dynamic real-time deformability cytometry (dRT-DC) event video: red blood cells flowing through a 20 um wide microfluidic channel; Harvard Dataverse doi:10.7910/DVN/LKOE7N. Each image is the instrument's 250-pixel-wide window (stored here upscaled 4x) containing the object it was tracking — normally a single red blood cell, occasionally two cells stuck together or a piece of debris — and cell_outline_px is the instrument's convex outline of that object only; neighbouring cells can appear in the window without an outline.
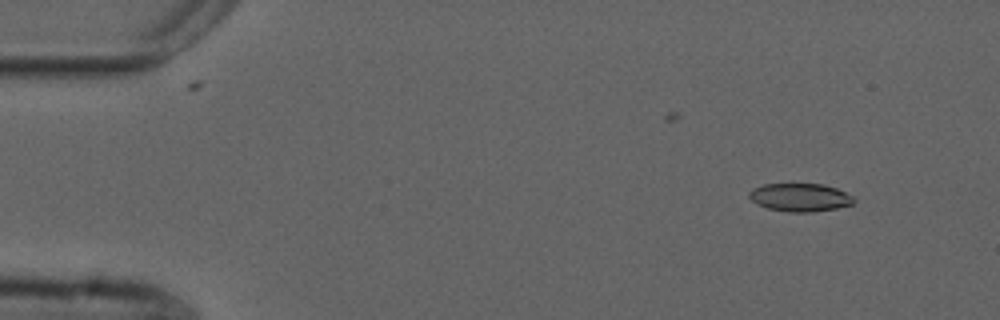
{"species": "common noctule bat (a hibernating species)", "species_latin": "Nyctalus noctula", "temperature_condition": "cold", "stored_images_in_passage": 4, "camera_frame_rate_fps": 3000, "um_per_image_px": 0.085, "animal": {"sex": "male", "forearm_length_mm": 52.5}, "frame": {"image": 1, "passage_image": 1, "time_ms": 0.0, "image_size_px": [1000, 320], "cell_outline_px": [[856, 200], [852, 204], [836, 208], [812, 212], [788, 212], [768, 208], [756, 204], [748, 196], [748, 192], [752, 188], [764, 184], [824, 184], [836, 188], [852, 196]], "centroid_in_image_um": [67.98, 16.77], "position_along_channel_um": 17.0, "area_um2": 17.17}}
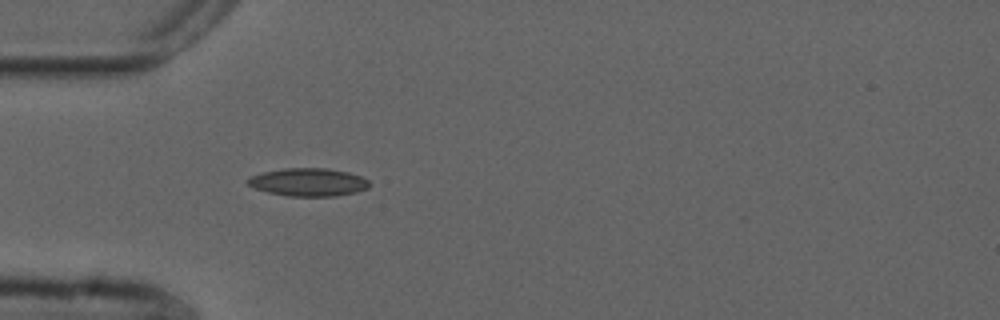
{"frame": {"image": 2, "passage_image": 4, "time_ms": 1.0, "image_size_px": [1000, 320], "cell_outline_px": [[372, 184], [368, 188], [356, 192], [336, 196], [288, 196], [268, 192], [256, 188], [248, 184], [244, 180], [252, 176], [264, 172], [284, 168], [328, 168], [348, 172], [360, 176], [368, 180]], "centroid_in_image_um": [26.24, 15.48], "position_along_channel_um": 58.8, "area_um2": 19.83}}